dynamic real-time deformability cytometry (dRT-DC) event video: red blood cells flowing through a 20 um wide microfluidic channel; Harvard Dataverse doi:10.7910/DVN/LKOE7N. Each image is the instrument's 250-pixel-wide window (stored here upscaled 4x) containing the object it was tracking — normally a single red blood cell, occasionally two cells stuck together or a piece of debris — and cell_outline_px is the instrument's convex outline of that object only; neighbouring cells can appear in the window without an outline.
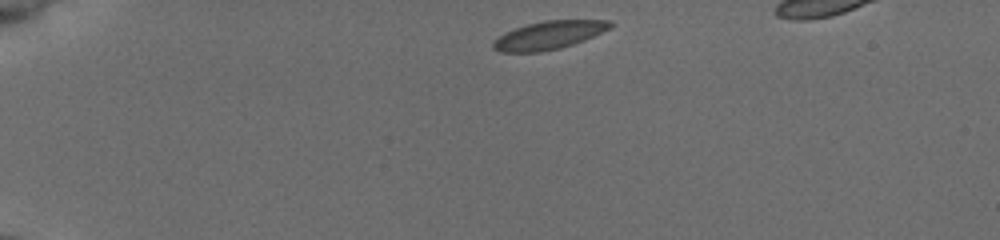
{"species": "common noctule bat (a hibernating species)", "species_latin": "Nyctalus noctula", "temperature_condition": "cold", "stored_images_in_passage": 41, "camera_frame_rate_fps": 3000, "um_per_image_px": 0.085, "animal": {"sex": "female", "body_mass_g": 19.5, "forearm_length_mm": 54.1}, "frame": {"image": 1, "passage_image": 1, "time_ms": 0.0, "image_size_px": [1000, 240], "cell_outline_px": [[616, 24], [584, 40], [560, 48], [540, 52], [500, 52], [492, 48], [492, 44], [504, 32], [528, 24], [544, 20], [612, 20]], "centroid_in_image_um": [46.65, 2.99], "position_along_channel_um": 38.3, "area_um2": 19.02}}
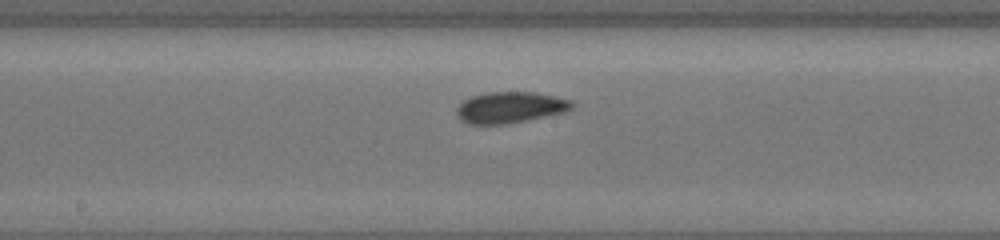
{"frame": {"image": 2, "passage_image": 19, "time_ms": 6.0, "image_size_px": [1000, 240], "cell_outline_px": [[576, 104], [572, 108], [564, 112], [504, 124], [468, 124], [460, 120], [456, 112], [456, 108], [464, 100], [472, 96], [488, 92], [532, 92], [572, 100]], "centroid_in_image_um": [43.34, 9.13], "position_along_channel_um": 204.9, "area_um2": 20.75}}
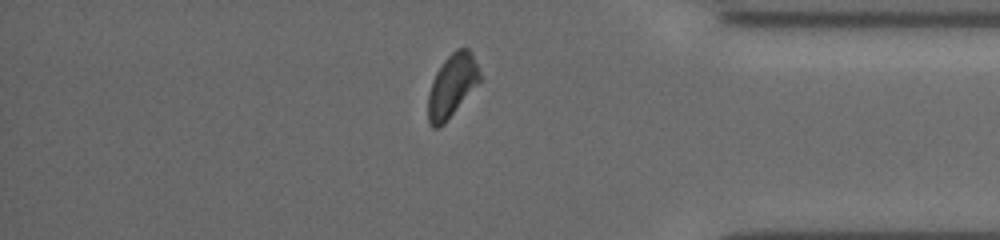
{"frame": {"image": 3, "passage_image": 35, "time_ms": 11.333, "image_size_px": [1000, 240], "cell_outline_px": [[480, 80], [444, 124], [440, 128], [432, 128], [428, 124], [428, 96], [432, 80], [436, 72], [444, 60], [456, 48], [468, 48], [472, 52], [480, 72]], "centroid_in_image_um": [38.39, 7.28], "position_along_channel_um": 396.8, "area_um2": 18.79}}